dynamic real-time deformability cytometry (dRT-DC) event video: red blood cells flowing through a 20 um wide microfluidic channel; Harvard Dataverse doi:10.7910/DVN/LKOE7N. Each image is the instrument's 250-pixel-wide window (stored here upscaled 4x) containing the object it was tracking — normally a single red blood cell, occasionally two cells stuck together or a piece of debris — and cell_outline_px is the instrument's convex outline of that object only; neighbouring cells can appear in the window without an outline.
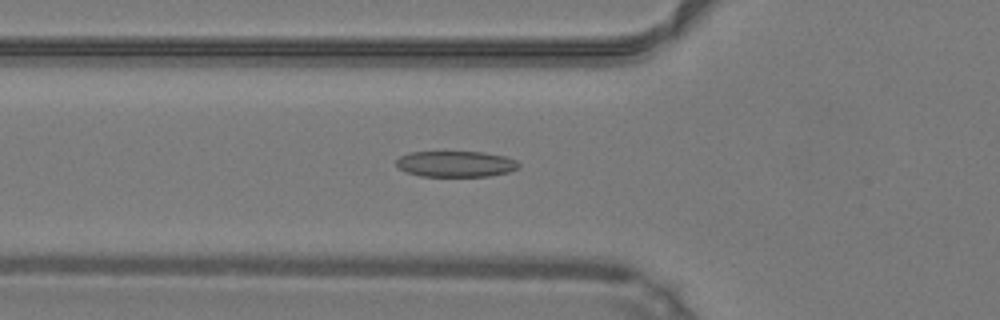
{"species": "common noctule bat (a hibernating species)", "species_latin": "Nyctalus noctula", "temperature_condition": "warm", "stored_images_in_passage": 46, "camera_frame_rate_fps": 3000, "um_per_image_px": 0.085, "animal": {"sex": "male", "body_mass_g": 19.2, "forearm_length_mm": 51.8}, "frame": {"image": 1, "passage_image": 15, "time_ms": 4.667, "image_size_px": [1000, 320], "cell_outline_px": [[520, 168], [508, 172], [488, 176], [420, 176], [408, 172], [400, 168], [396, 164], [396, 160], [400, 156], [408, 152], [484, 152], [504, 156], [516, 160], [520, 164]], "centroid_in_image_um": [38.76, 13.93], "position_along_channel_um": 87.0, "area_um2": 18.5}}
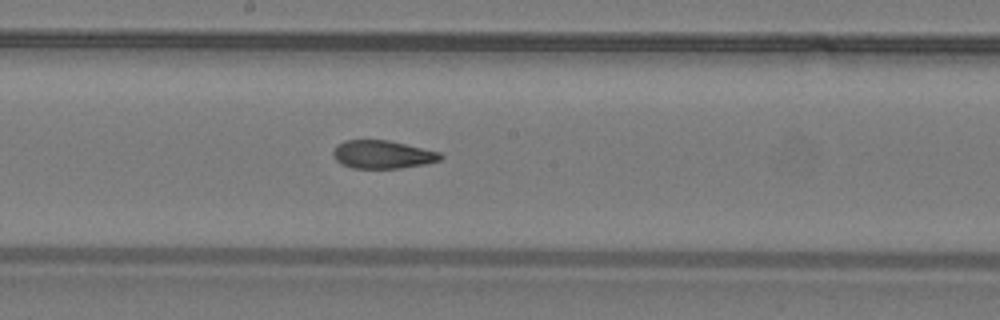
{"frame": {"image": 2, "passage_image": 24, "time_ms": 7.667, "image_size_px": [1000, 320], "cell_outline_px": [[444, 156], [440, 160], [424, 164], [400, 168], [352, 168], [340, 164], [332, 156], [332, 152], [336, 144], [344, 140], [388, 140], [440, 152]], "centroid_in_image_um": [32.47, 13.13], "position_along_channel_um": 215.7, "area_um2": 17.69}}
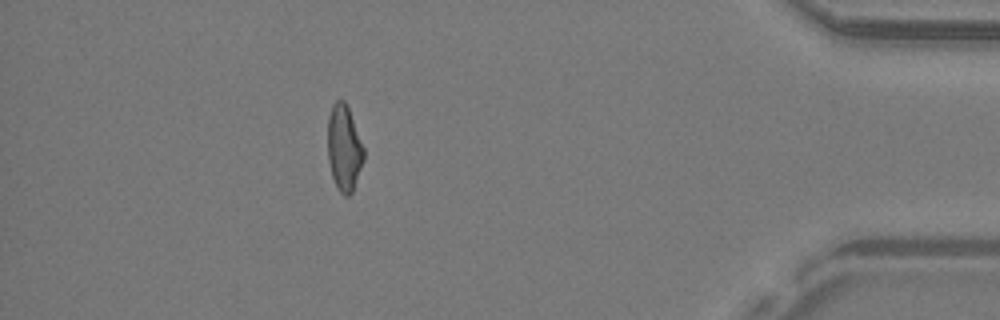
{"frame": {"image": 3, "passage_image": 41, "time_ms": 13.333, "image_size_px": [1000, 320], "cell_outline_px": [[364, 160], [352, 192], [348, 196], [344, 196], [336, 188], [332, 176], [328, 160], [328, 116], [332, 104], [336, 100], [344, 100], [348, 108], [364, 148]], "centroid_in_image_um": [29.23, 12.6], "position_along_channel_um": 406.0, "area_um2": 18.03}, "authors_computed_cell_mechanics": {"area_um2": 18.496, "velocity_mm_per_s": 4.25, "shape_relaxation_time_tau1_ms": null, "shape_relaxation_time_tau2_ms": 2.8129, "deformation_change_tau1": null, "deformation_change_tau2": 0.1135}}